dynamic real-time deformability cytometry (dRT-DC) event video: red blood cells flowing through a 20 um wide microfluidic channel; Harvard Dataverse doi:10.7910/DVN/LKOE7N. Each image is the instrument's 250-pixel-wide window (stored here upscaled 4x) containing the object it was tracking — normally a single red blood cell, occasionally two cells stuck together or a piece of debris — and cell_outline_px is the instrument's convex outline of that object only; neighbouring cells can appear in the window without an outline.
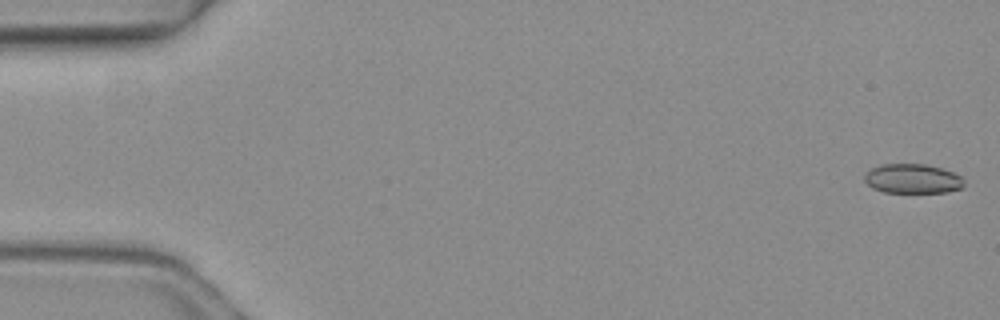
{"species": "common noctule bat (a hibernating species)", "species_latin": "Nyctalus noctula", "temperature_condition": "warm", "stored_images_in_passage": 5, "camera_frame_rate_fps": 3000, "um_per_image_px": 0.085, "animal": {"sex": "female", "body_mass_g": 19.3, "forearm_length_mm": 54.1}, "frame": {"image": 1, "passage_image": 1, "time_ms": 0.0, "image_size_px": [1000, 320], "cell_outline_px": [[964, 188], [948, 192], [884, 192], [872, 188], [864, 180], [864, 176], [868, 168], [880, 164], [924, 164], [940, 168], [952, 172], [960, 176], [964, 180]], "centroid_in_image_um": [77.55, 15.19], "position_along_channel_um": 7.5, "area_um2": 17.22}}
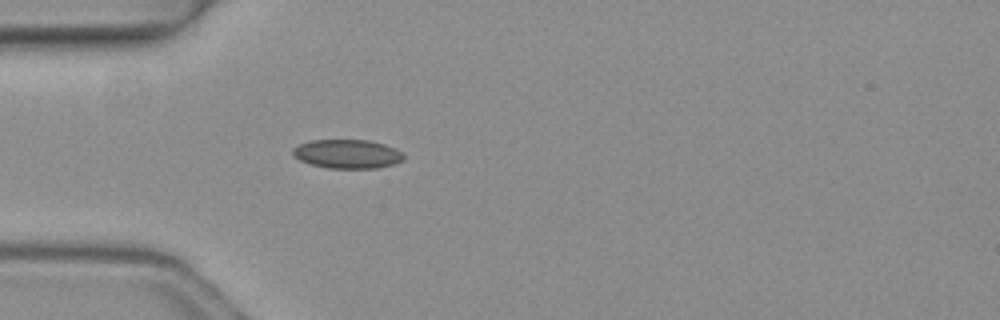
{"frame": {"image": 2, "passage_image": 5, "time_ms": 1.333, "image_size_px": [1000, 320], "cell_outline_px": [[404, 160], [392, 164], [376, 168], [328, 168], [312, 164], [300, 160], [292, 156], [292, 148], [300, 144], [312, 140], [368, 140], [384, 144], [396, 148], [404, 152]], "centroid_in_image_um": [29.54, 13.08], "position_along_channel_um": 55.5, "area_um2": 18.73}}